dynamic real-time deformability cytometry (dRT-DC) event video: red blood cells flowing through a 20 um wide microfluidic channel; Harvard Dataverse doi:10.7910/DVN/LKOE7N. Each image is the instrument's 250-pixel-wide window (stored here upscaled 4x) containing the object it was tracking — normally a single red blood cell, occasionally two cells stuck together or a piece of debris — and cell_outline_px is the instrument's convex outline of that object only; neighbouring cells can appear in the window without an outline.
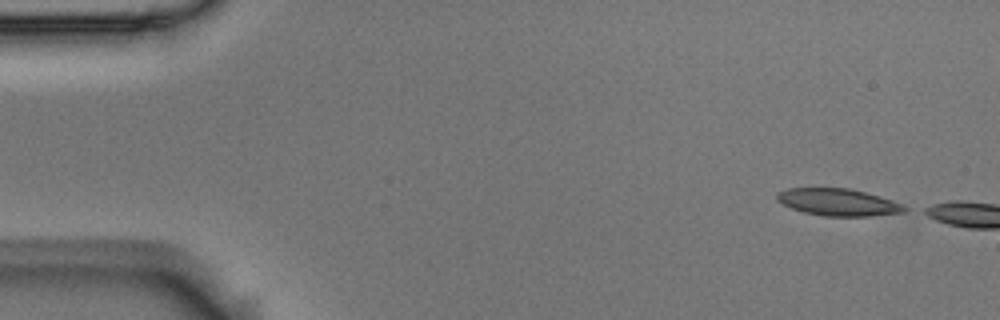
{"species": "Egyptian fruit bat (a non-hibernating species)", "species_latin": "Rousettus aegyptiacus", "temperature_condition": "room temperature", "stored_images_in_passage": 8, "camera_frame_rate_fps": 3000, "um_per_image_px": 0.085, "animal": {"sex": "male"}, "frame": {"image": 1, "passage_image": 1, "time_ms": 0.0, "image_size_px": [1000, 320], "cell_outline_px": [[908, 208], [904, 212], [868, 216], [824, 216], [804, 212], [792, 208], [776, 200], [776, 192], [788, 188], [848, 188], [880, 196], [892, 200]], "centroid_in_image_um": [71.21, 17.18], "position_along_channel_um": 13.8, "area_um2": 20.0}}